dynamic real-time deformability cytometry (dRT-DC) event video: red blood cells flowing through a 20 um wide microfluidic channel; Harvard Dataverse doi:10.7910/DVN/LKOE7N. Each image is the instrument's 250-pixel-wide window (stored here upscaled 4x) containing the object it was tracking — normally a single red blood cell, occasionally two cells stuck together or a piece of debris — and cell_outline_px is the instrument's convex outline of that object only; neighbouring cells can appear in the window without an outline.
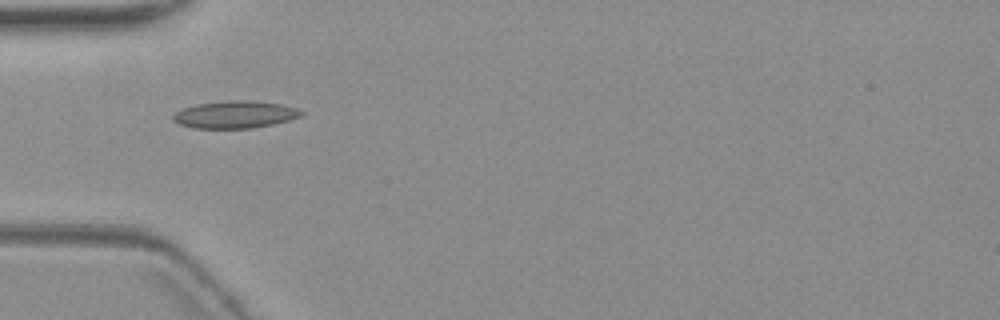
{"species": "common noctule bat (a hibernating species)", "species_latin": "Nyctalus noctula", "temperature_condition": "warm", "stored_images_in_passage": 6, "camera_frame_rate_fps": 3000, "um_per_image_px": 0.085, "animal": {"sex": "female", "body_mass_g": 19.3, "forearm_length_mm": 54.1}, "frame": {"image": 1, "passage_image": 1, "time_ms": 0.0, "image_size_px": [1000, 320], "cell_outline_px": [[304, 116], [272, 124], [252, 128], [196, 128], [180, 124], [172, 120], [172, 116], [176, 112], [184, 108], [196, 104], [224, 100], [252, 100], [280, 104], [296, 108], [304, 112]], "centroid_in_image_um": [19.99, 9.72], "position_along_channel_um": 65.0, "area_um2": 20.4}}
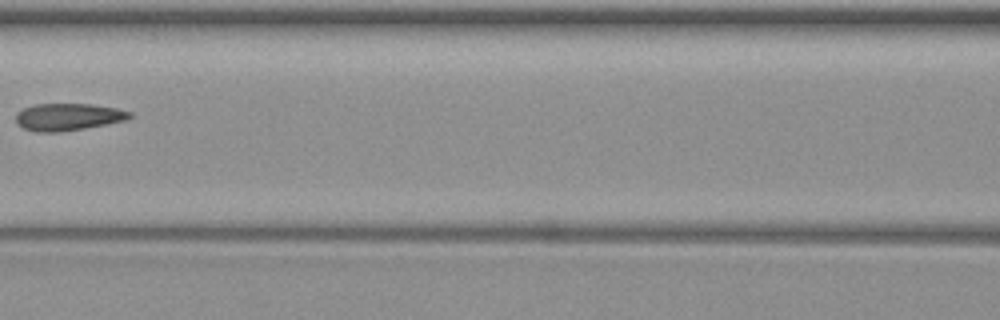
{"frame": {"image": 2, "passage_image": 3, "time_ms": 2.667, "image_size_px": [1000, 320], "cell_outline_px": [[132, 116], [124, 120], [84, 128], [60, 132], [36, 132], [24, 128], [16, 124], [16, 112], [24, 108], [36, 104], [92, 104], [116, 108], [132, 112]], "centroid_in_image_um": [5.74, 9.93], "position_along_channel_um": 160.9, "area_um2": 17.92}}
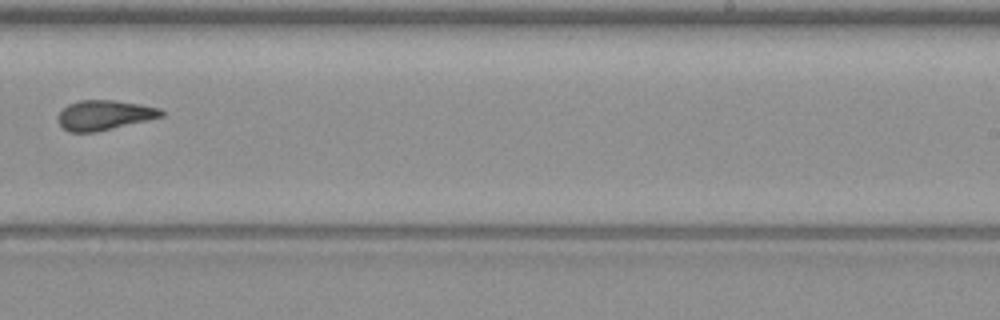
{"frame": {"image": 3, "passage_image": 6, "time_ms": 6.0, "image_size_px": [1000, 320], "cell_outline_px": [[164, 116], [96, 132], [68, 132], [60, 124], [56, 116], [68, 104], [80, 100], [116, 100], [140, 104], [160, 108], [164, 112]], "centroid_in_image_um": [8.86, 9.78], "position_along_channel_um": 280.1, "area_um2": 17.92}}